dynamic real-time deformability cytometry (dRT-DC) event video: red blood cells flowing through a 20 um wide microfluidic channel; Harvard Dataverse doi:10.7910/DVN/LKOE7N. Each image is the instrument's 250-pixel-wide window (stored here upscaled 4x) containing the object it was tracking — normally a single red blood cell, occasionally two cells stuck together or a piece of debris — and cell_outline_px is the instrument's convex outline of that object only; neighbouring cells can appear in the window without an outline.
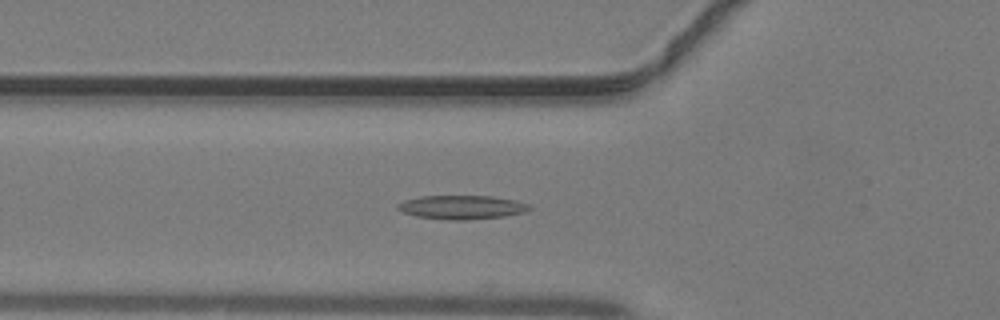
{"species": "common noctule bat (a hibernating species)", "species_latin": "Nyctalus noctula", "temperature_condition": "warm", "stored_images_in_passage": 43, "camera_frame_rate_fps": 3000, "um_per_image_px": 0.085, "animal": {"sex": "male", "body_mass_g": 19.2, "forearm_length_mm": 51.8}, "frame": {"image": 1, "passage_image": 15, "time_ms": 4.667, "image_size_px": [1000, 320], "cell_outline_px": [[532, 208], [524, 212], [504, 216], [464, 220], [448, 220], [416, 216], [404, 212], [396, 208], [396, 204], [404, 200], [420, 196], [492, 196], [516, 200], [528, 204]], "centroid_in_image_um": [39.24, 17.61], "position_along_channel_um": 86.6, "area_um2": 18.26}}
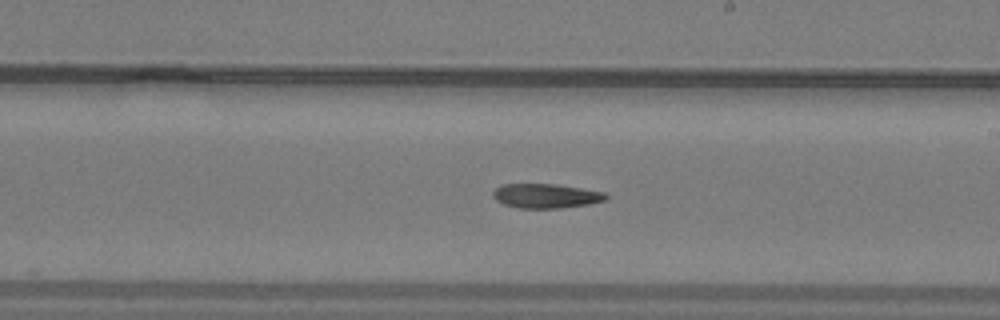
{"frame": {"image": 2, "passage_image": 25, "time_ms": 8.0, "image_size_px": [1000, 320], "cell_outline_px": [[608, 196], [604, 200], [588, 204], [560, 208], [516, 208], [504, 204], [496, 200], [492, 196], [492, 192], [496, 188], [504, 184], [556, 184], [608, 192]], "centroid_in_image_um": [46.41, 16.65], "position_along_channel_um": 242.6, "area_um2": 16.13}}
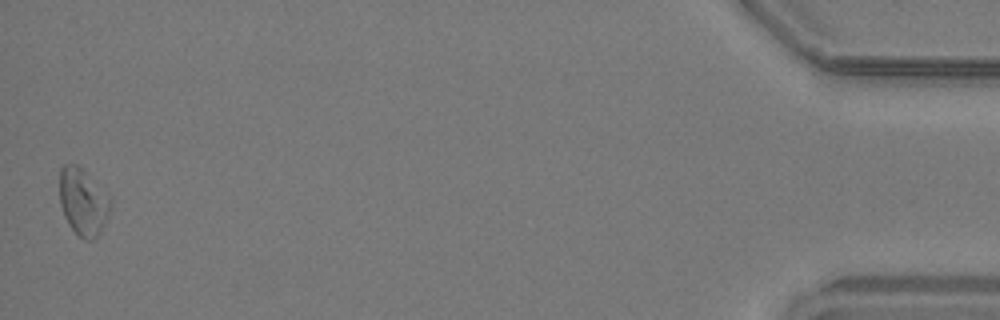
{"frame": {"image": 3, "passage_image": 43, "time_ms": 14.0, "image_size_px": [1000, 320], "cell_outline_px": [[112, 204], [100, 232], [92, 240], [84, 240], [68, 224], [64, 216], [60, 204], [60, 168], [64, 164], [76, 164], [108, 192], [112, 196]], "centroid_in_image_um": [7.07, 17.14], "position_along_channel_um": 428.1, "area_um2": 19.88}}